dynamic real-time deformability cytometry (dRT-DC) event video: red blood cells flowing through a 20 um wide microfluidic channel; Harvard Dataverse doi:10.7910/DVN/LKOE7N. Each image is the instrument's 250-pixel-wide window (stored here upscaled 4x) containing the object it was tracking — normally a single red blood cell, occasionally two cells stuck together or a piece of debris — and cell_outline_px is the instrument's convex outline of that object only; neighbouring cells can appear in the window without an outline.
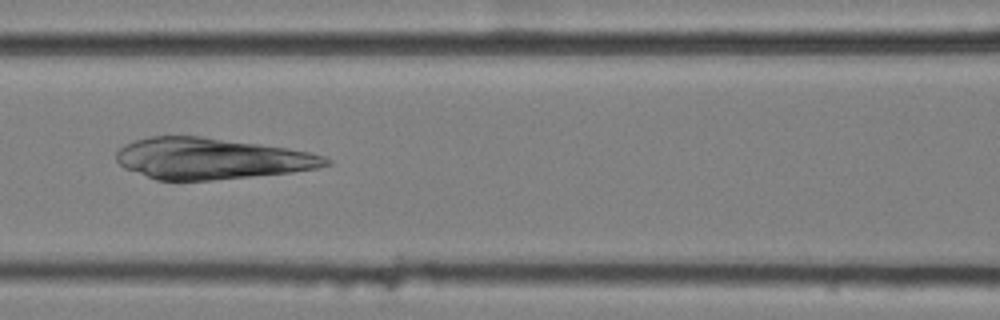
{"species": "common noctule bat (a hibernating species)", "species_latin": "Nyctalus noctula", "temperature_condition": "cold", "stored_images_in_passage": 45, "camera_frame_rate_fps": 3000, "um_per_image_px": 0.085, "animal": {"sex": "female", "body_mass_g": 25.1}, "frame": {"image": 1, "passage_image": 14, "time_ms": 4.333, "image_size_px": [1000, 320], "cell_outline_px": [[332, 164], [316, 168], [292, 172], [212, 180], [156, 180], [124, 168], [116, 160], [116, 152], [124, 144], [136, 140], [152, 136], [200, 136], [260, 144], [288, 148], [308, 152], [324, 156], [332, 160]], "centroid_in_image_um": [17.95, 13.48], "position_along_channel_um": 148.7, "area_um2": 50.11}}
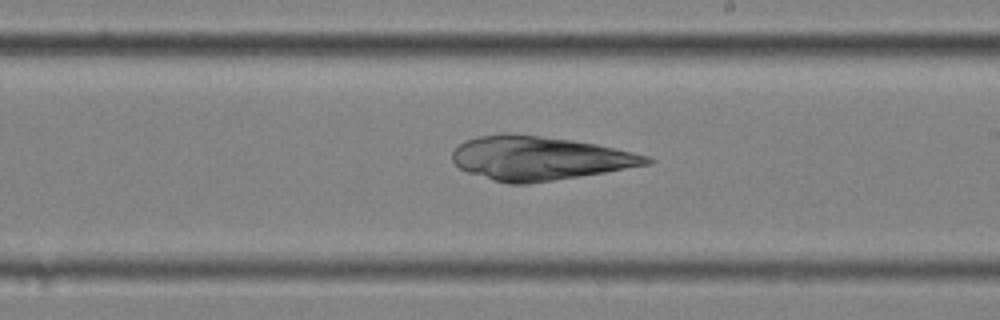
{"frame": {"image": 2, "passage_image": 22, "time_ms": 7.0, "image_size_px": [1000, 320], "cell_outline_px": [[656, 160], [652, 164], [580, 176], [528, 184], [512, 184], [496, 180], [468, 172], [460, 168], [452, 160], [452, 152], [464, 140], [480, 136], [504, 132], [512, 132], [572, 140], [596, 144], [632, 152], [648, 156]], "centroid_in_image_um": [45.85, 13.43], "position_along_channel_um": 243.1, "area_um2": 49.48}}
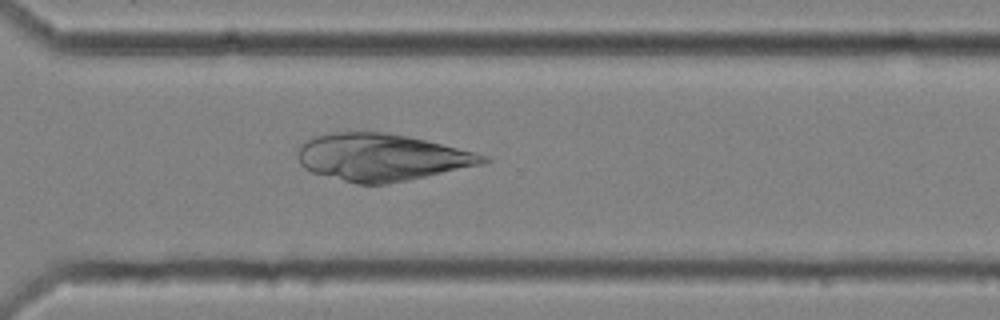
{"frame": {"image": 3, "passage_image": 30, "time_ms": 9.667, "image_size_px": [1000, 320], "cell_outline_px": [[492, 160], [484, 164], [408, 180], [384, 184], [356, 184], [312, 172], [304, 168], [300, 164], [296, 156], [296, 152], [300, 144], [312, 136], [328, 132], [380, 132], [404, 136], [424, 140], [488, 156]], "centroid_in_image_um": [32.36, 13.37], "position_along_channel_um": 338.2, "area_um2": 50.75}}